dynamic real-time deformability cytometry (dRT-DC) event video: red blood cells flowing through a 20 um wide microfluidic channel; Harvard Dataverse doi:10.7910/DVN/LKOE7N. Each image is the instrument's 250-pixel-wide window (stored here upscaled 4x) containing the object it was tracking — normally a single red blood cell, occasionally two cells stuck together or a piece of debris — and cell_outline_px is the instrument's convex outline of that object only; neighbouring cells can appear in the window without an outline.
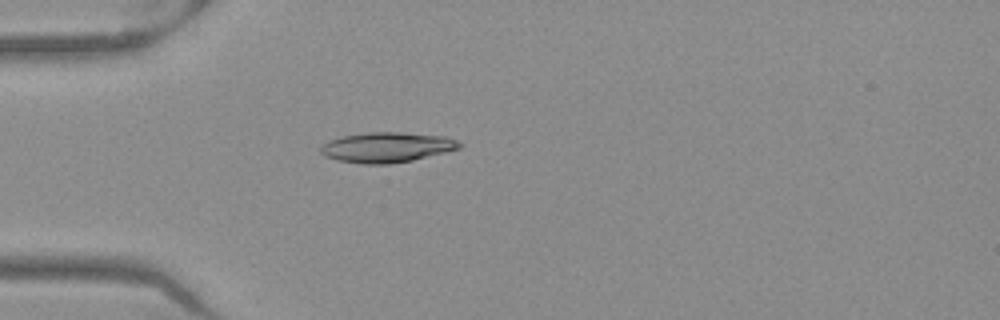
{"species": "Egyptian fruit bat (a non-hibernating species)", "species_latin": "Rousettus aegyptiacus", "temperature_condition": "warm", "stored_images_in_passage": 38, "camera_frame_rate_fps": 3000, "um_per_image_px": 0.085, "frame": {"image": 1, "passage_image": 2, "time_ms": 0.333, "image_size_px": [1000, 320], "cell_outline_px": [[464, 144], [460, 148], [412, 160], [388, 164], [364, 164], [336, 160], [324, 156], [320, 152], [320, 148], [324, 144], [332, 140], [344, 136], [368, 132], [400, 132], [448, 136]], "centroid_in_image_um": [32.91, 12.52], "position_along_channel_um": 52.1, "area_um2": 24.28}}
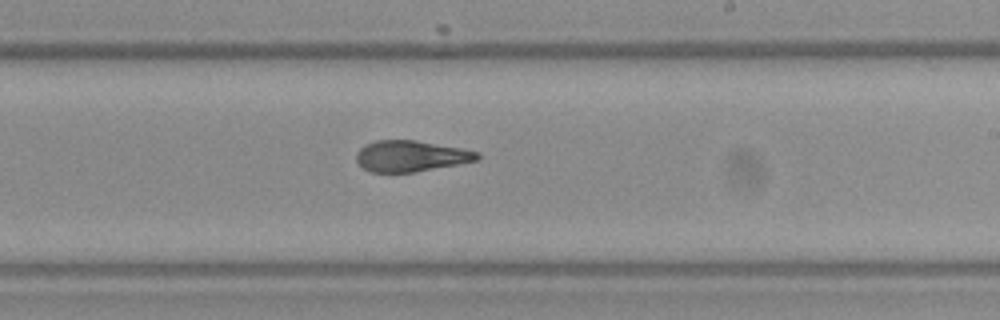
{"frame": {"image": 2, "passage_image": 18, "time_ms": 5.667, "image_size_px": [1000, 320], "cell_outline_px": [[480, 160], [416, 172], [368, 172], [356, 160], [356, 152], [364, 144], [376, 140], [416, 140], [464, 148], [480, 152]], "centroid_in_image_um": [34.95, 13.26], "position_along_channel_um": 254.1, "area_um2": 22.2}}
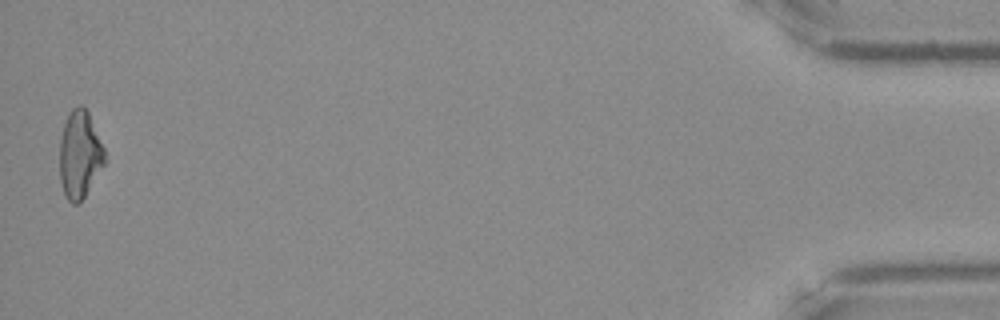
{"frame": {"image": 3, "passage_image": 38, "time_ms": 12.333, "image_size_px": [1000, 320], "cell_outline_px": [[104, 164], [84, 196], [76, 204], [72, 204], [64, 196], [60, 180], [60, 136], [68, 112], [72, 108], [80, 104], [88, 112], [104, 148]], "centroid_in_image_um": [6.75, 13.12], "position_along_channel_um": 428.5, "area_um2": 22.72}, "authors_computed_cell_mechanics": {"area_um2": 22.7443, "velocity_mm_per_s": 3.9792, "shape_relaxation_time_tau1_ms": 10.4054, "shape_relaxation_time_tau2_ms": 1.7295, "deformation_change_tau1": 0.2781, "deformation_change_tau2": 0.0885}}